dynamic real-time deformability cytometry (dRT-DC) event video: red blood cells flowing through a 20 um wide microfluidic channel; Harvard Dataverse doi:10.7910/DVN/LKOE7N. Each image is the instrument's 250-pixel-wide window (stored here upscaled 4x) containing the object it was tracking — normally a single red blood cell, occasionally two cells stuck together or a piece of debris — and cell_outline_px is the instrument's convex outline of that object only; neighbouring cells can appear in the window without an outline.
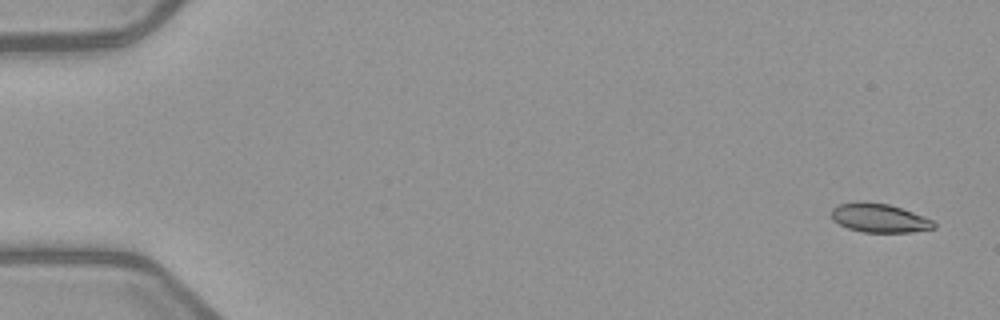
{"species": "common noctule bat (a hibernating species)", "species_latin": "Nyctalus noctula", "temperature_condition": "warm", "stored_images_in_passage": 5, "camera_frame_rate_fps": 3000, "um_per_image_px": 0.085, "animal": {"sex": "female", "body_mass_g": 21.9}, "frame": {"image": 1, "passage_image": 1, "time_ms": 0.0, "image_size_px": [1000, 320], "cell_outline_px": [[936, 228], [912, 232], [864, 232], [848, 228], [832, 220], [832, 208], [840, 204], [860, 200], [888, 204], [924, 216], [932, 220], [936, 224]], "centroid_in_image_um": [74.74, 18.52], "position_along_channel_um": 10.3, "area_um2": 17.22}}
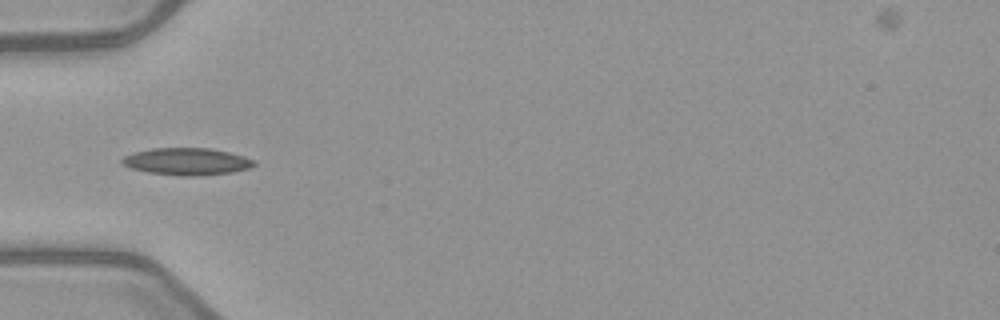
{"frame": {"image": 2, "passage_image": 5, "time_ms": 5.333, "image_size_px": [1000, 320], "cell_outline_px": [[256, 164], [248, 168], [232, 172], [200, 176], [180, 176], [148, 172], [132, 168], [120, 164], [120, 160], [124, 156], [136, 152], [152, 148], [212, 148], [244, 156], [252, 160]], "centroid_in_image_um": [15.85, 13.73], "position_along_channel_um": 69.1, "area_um2": 20.81}}